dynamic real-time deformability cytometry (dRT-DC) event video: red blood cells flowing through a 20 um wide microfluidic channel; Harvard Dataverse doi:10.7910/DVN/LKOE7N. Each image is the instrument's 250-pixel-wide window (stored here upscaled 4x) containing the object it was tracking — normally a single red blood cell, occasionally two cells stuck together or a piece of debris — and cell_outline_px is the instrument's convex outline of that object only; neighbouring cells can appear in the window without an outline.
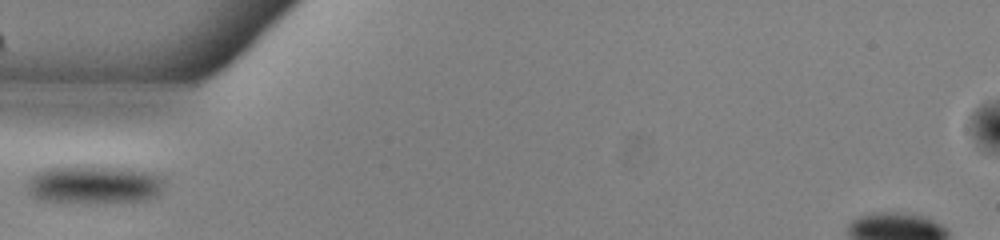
{"species": "common noctule bat (a hibernating species)", "species_latin": "Nyctalus noctula", "temperature_condition": "warm", "stored_images_in_passage": 19, "camera_frame_rate_fps": 3000, "um_per_image_px": 0.085, "animal": {"sex": "male", "body_mass_g": 13.0, "forearm_length_mm": 53.1}, "frame": {"image": 1, "passage_image": 1, "time_ms": 0.0, "image_size_px": [1000, 240], "cell_outline_px": [[164, 188], [156, 196], [144, 200], [84, 204], [44, 200], [28, 192], [28, 180], [36, 172], [52, 168], [76, 164], [128, 168], [148, 172], [164, 176]], "centroid_in_image_um": [8.04, 15.68], "position_along_channel_um": 77.0, "area_um2": 31.21}}
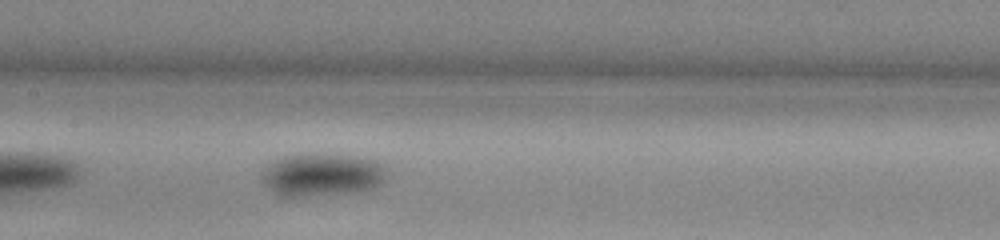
{"frame": {"image": 2, "passage_image": 9, "time_ms": 2.667, "image_size_px": [1000, 240], "cell_outline_px": [[388, 176], [384, 184], [376, 188], [348, 192], [296, 196], [280, 196], [268, 188], [260, 180], [260, 176], [268, 164], [284, 156], [312, 152], [324, 152], [356, 156], [376, 160], [384, 168]], "centroid_in_image_um": [27.39, 14.82], "position_along_channel_um": 180.0, "area_um2": 31.67}}
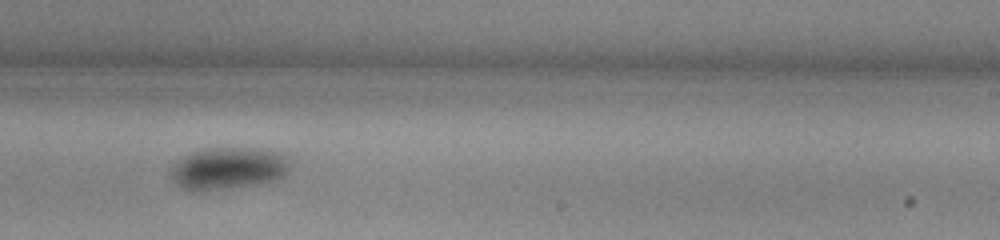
{"frame": {"image": 3, "passage_image": 16, "time_ms": 5.0, "image_size_px": [1000, 240], "cell_outline_px": [[288, 172], [272, 180], [208, 192], [192, 192], [176, 184], [172, 176], [172, 168], [184, 156], [192, 152], [204, 148], [256, 148], [280, 152], [288, 160]], "centroid_in_image_um": [19.36, 14.31], "position_along_channel_um": 269.6, "area_um2": 28.9}}